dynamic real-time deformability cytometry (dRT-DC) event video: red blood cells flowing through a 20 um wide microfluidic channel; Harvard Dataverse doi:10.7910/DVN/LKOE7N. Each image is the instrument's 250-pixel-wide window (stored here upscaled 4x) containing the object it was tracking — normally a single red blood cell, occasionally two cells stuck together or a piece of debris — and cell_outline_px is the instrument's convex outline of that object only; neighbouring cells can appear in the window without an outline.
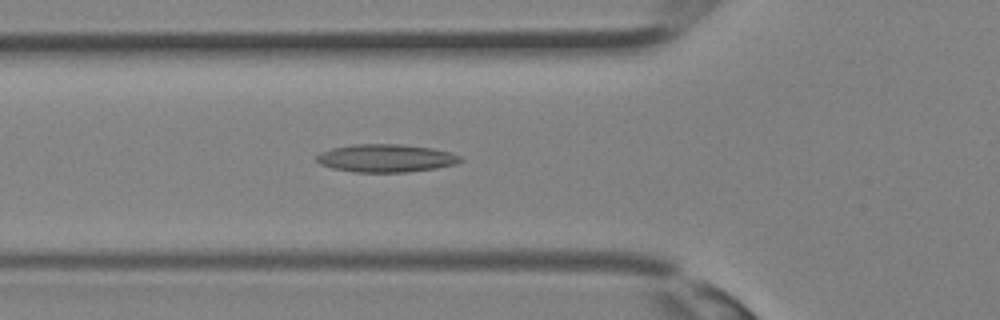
{"species": "Egyptian fruit bat (a non-hibernating species)", "species_latin": "Rousettus aegyptiacus", "temperature_condition": "room temperature", "stored_images_in_passage": 35, "camera_frame_rate_fps": 3000, "um_per_image_px": 0.085, "animal": {"sex": "female"}, "frame": {"image": 1, "passage_image": 13, "time_ms": 4.0, "image_size_px": [1000, 320], "cell_outline_px": [[464, 160], [456, 164], [436, 168], [408, 172], [356, 172], [332, 168], [320, 164], [316, 160], [316, 156], [320, 152], [332, 148], [352, 144], [400, 144], [432, 148], [448, 152], [460, 156]], "centroid_in_image_um": [32.79, 13.44], "position_along_channel_um": 93.0, "area_um2": 23.41}}
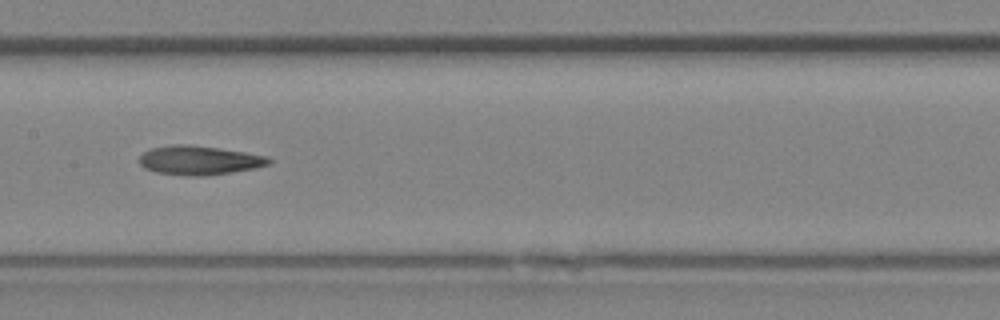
{"frame": {"image": 2, "passage_image": 18, "time_ms": 5.667, "image_size_px": [1000, 320], "cell_outline_px": [[272, 160], [268, 164], [256, 168], [232, 172], [200, 176], [192, 176], [156, 172], [144, 168], [140, 164], [140, 156], [144, 152], [152, 148], [172, 144], [188, 144], [220, 148], [268, 156]], "centroid_in_image_um": [16.94, 13.61], "position_along_channel_um": 190.5, "area_um2": 21.85}}
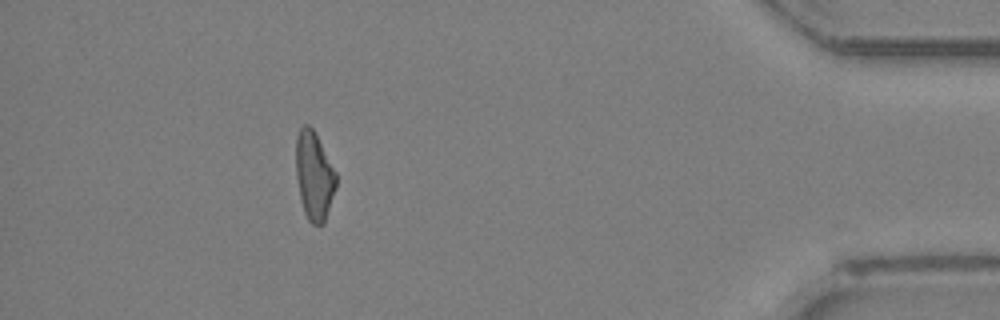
{"frame": {"image": 3, "passage_image": 32, "time_ms": 10.333, "image_size_px": [1000, 320], "cell_outline_px": [[336, 188], [324, 224], [312, 224], [308, 220], [304, 212], [300, 200], [296, 176], [296, 136], [300, 128], [304, 124], [308, 124], [312, 128], [336, 172]], "centroid_in_image_um": [26.69, 14.97], "position_along_channel_um": 408.5, "area_um2": 20.63}}